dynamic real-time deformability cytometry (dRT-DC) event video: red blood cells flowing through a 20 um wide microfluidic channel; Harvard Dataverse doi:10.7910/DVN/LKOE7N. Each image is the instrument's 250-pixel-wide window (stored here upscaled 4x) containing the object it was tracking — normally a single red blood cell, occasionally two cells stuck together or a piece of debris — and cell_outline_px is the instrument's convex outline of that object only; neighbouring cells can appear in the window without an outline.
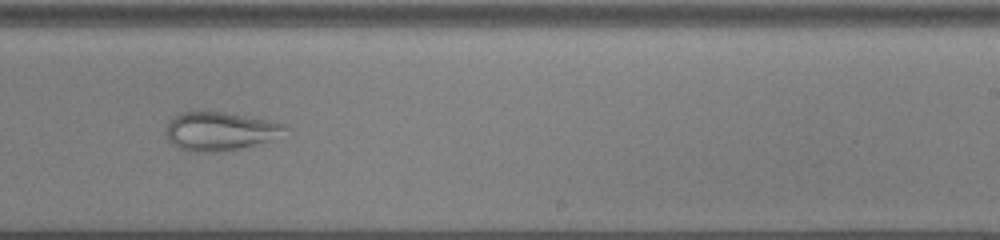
{"species": "common noctule bat (a hibernating species)", "species_latin": "Nyctalus noctula", "temperature_condition": "cold", "stored_images_in_passage": 56, "camera_frame_rate_fps": 3000, "um_per_image_px": 0.085, "animal": {"sex": "male", "body_mass_g": 13.0, "forearm_length_mm": 53.1}, "frame": {"image": 1, "passage_image": 36, "time_ms": 11.667, "image_size_px": [1000, 240], "cell_outline_px": [[288, 128], [268, 140], [240, 148], [208, 152], [188, 152], [172, 144], [168, 140], [168, 120], [172, 116], [180, 112], [224, 112], [272, 120], [288, 124]], "centroid_in_image_um": [18.66, 11.13], "position_along_channel_um": 270.3, "area_um2": 26.41}}
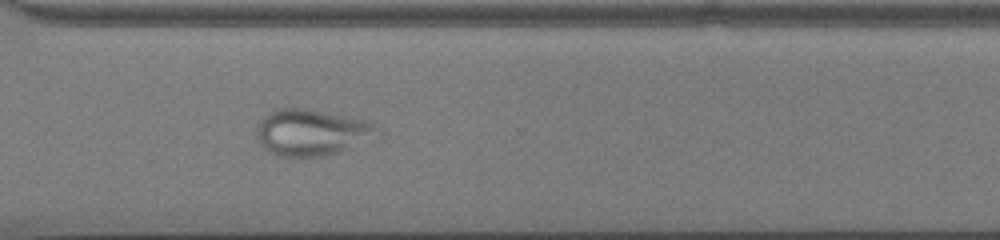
{"frame": {"image": 2, "passage_image": 42, "time_ms": 13.667, "image_size_px": [1000, 240], "cell_outline_px": [[384, 132], [380, 140], [336, 152], [320, 156], [280, 156], [268, 152], [260, 144], [256, 136], [256, 128], [260, 120], [272, 108], [308, 108], [364, 120], [376, 124]], "centroid_in_image_um": [26.58, 11.25], "position_along_channel_um": 344.0, "area_um2": 33.52}}
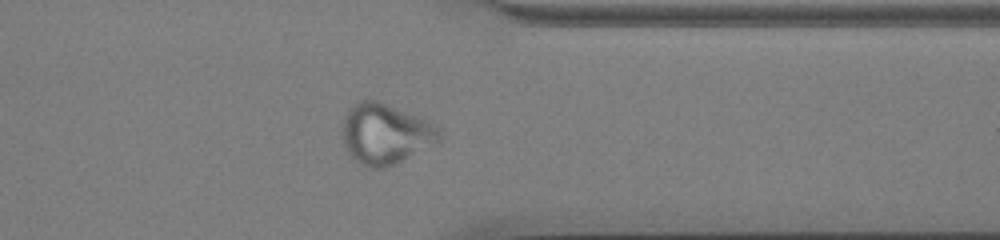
{"frame": {"image": 3, "passage_image": 45, "time_ms": 14.667, "image_size_px": [1000, 240], "cell_outline_px": [[440, 140], [396, 164], [384, 168], [368, 168], [360, 164], [344, 148], [344, 116], [348, 108], [352, 104], [360, 100], [376, 100], [432, 120], [440, 128]], "centroid_in_image_um": [32.78, 11.36], "position_along_channel_um": 378.6, "area_um2": 34.33}}